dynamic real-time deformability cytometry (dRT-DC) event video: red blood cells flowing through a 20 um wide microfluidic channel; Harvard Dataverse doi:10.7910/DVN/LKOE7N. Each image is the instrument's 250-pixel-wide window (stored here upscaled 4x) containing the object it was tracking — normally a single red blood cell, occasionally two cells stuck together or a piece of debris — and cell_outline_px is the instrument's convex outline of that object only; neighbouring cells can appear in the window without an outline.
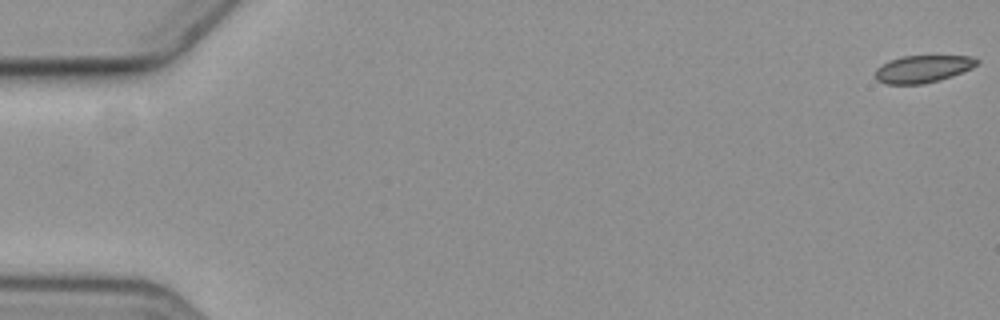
{"species": "common noctule bat (a hibernating species)", "species_latin": "Nyctalus noctula", "temperature_condition": "cold", "stored_images_in_passage": 7, "camera_frame_rate_fps": 3000, "um_per_image_px": 0.085, "animal": {"sex": "female", "body_mass_g": 19.3, "forearm_length_mm": 54.1}, "frame": {"image": 1, "passage_image": 1, "time_ms": 0.0, "image_size_px": [1000, 320], "cell_outline_px": [[980, 60], [972, 68], [952, 76], [940, 80], [924, 84], [884, 84], [876, 80], [876, 68], [888, 60], [900, 56], [972, 56]], "centroid_in_image_um": [78.42, 5.86], "position_along_channel_um": 6.6, "area_um2": 16.3}}
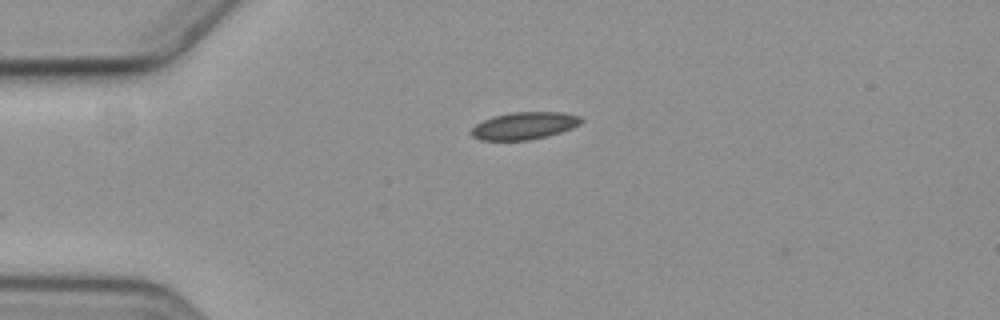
{"frame": {"image": 2, "passage_image": 5, "time_ms": 4.667, "image_size_px": [1000, 320], "cell_outline_px": [[584, 120], [580, 124], [572, 128], [548, 136], [528, 140], [480, 140], [472, 136], [472, 128], [476, 124], [492, 116], [512, 112], [564, 112], [580, 116]], "centroid_in_image_um": [44.59, 10.68], "position_along_channel_um": 40.4, "area_um2": 17.51}}
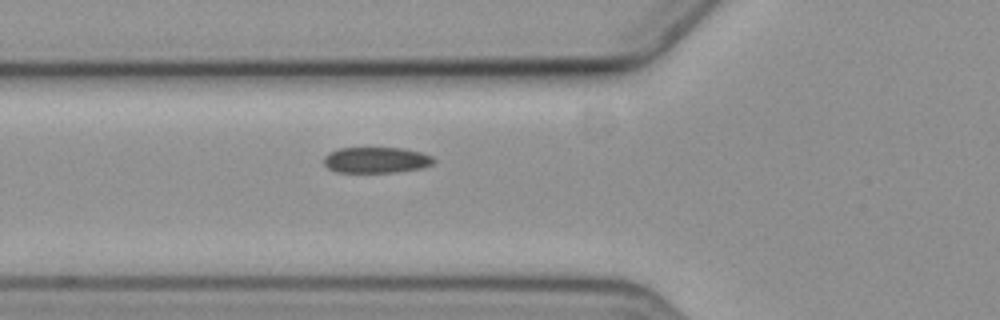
{"frame": {"image": 3, "passage_image": 7, "time_ms": 7.0, "image_size_px": [1000, 320], "cell_outline_px": [[436, 160], [432, 164], [420, 168], [396, 172], [336, 172], [328, 168], [324, 164], [324, 156], [328, 152], [340, 148], [404, 148], [420, 152], [432, 156]], "centroid_in_image_um": [31.96, 13.6], "position_along_channel_um": 93.8, "area_um2": 16.59}}